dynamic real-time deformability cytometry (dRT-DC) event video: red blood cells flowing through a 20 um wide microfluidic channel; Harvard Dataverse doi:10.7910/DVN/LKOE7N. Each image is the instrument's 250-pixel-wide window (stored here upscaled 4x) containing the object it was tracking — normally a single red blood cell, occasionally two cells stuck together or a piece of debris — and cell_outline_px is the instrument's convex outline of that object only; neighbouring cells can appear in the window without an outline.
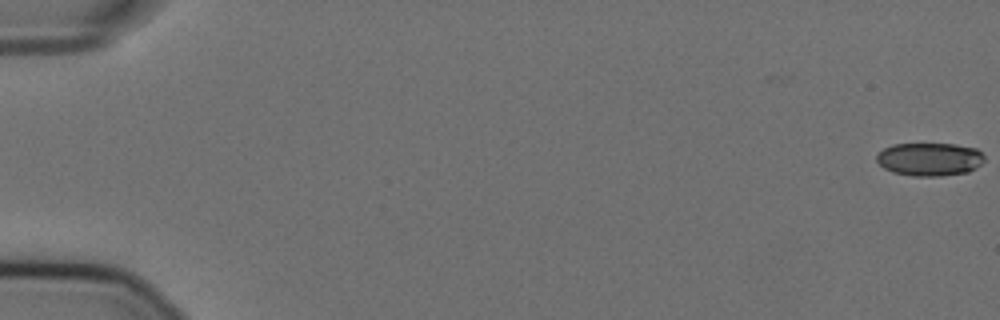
{"species": "Egyptian fruit bat (a non-hibernating species)", "species_latin": "Rousettus aegyptiacus", "temperature_condition": "cold", "stored_images_in_passage": 5, "camera_frame_rate_fps": 3000, "um_per_image_px": 0.085, "animal": {"sex": "female"}, "frame": {"image": 1, "passage_image": 1, "time_ms": 0.0, "image_size_px": [1000, 320], "cell_outline_px": [[984, 160], [976, 168], [968, 172], [940, 176], [912, 176], [892, 172], [884, 168], [876, 160], [876, 156], [884, 148], [892, 144], [956, 144], [976, 148], [984, 156]], "centroid_in_image_um": [79.01, 13.54], "position_along_channel_um": 6.0, "area_um2": 20.87}}